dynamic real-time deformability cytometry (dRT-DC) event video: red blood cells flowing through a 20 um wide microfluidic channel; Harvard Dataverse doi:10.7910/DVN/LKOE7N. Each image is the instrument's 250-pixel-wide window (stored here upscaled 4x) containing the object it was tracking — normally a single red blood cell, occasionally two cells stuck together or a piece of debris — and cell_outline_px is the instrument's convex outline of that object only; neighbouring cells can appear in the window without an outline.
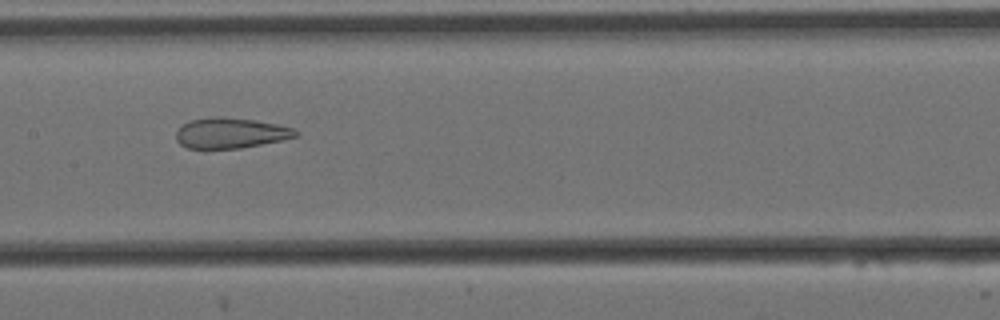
{"species": "Egyptian fruit bat (a non-hibernating species)", "species_latin": "Rousettus aegyptiacus", "temperature_condition": "cold", "stored_images_in_passage": 6, "camera_frame_rate_fps": 3000, "um_per_image_px": 0.085, "animal": {"sex": "female"}, "frame": {"image": 1, "passage_image": 4, "time_ms": 1.0, "image_size_px": [1000, 320], "cell_outline_px": [[300, 136], [240, 148], [188, 148], [180, 144], [176, 140], [176, 132], [184, 124], [192, 120], [212, 116], [220, 116], [256, 120], [276, 124], [292, 128], [300, 132]], "centroid_in_image_um": [19.62, 11.3], "position_along_channel_um": 187.8, "area_um2": 21.1}}
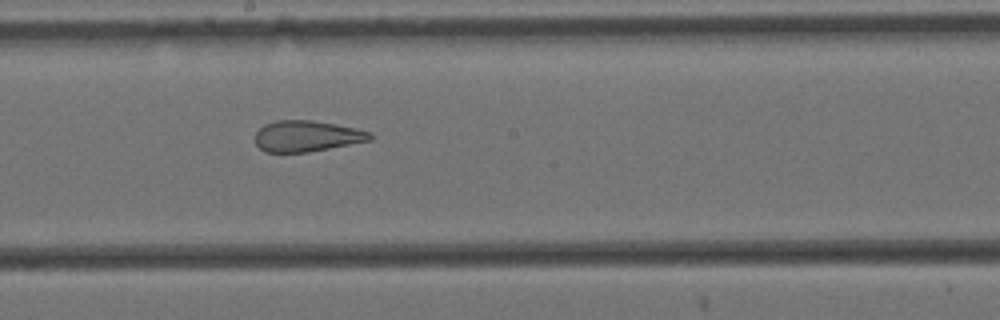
{"frame": {"image": 2, "passage_image": 5, "time_ms": 1.333, "image_size_px": [1000, 320], "cell_outline_px": [[372, 140], [308, 152], [264, 152], [256, 144], [256, 132], [264, 124], [276, 120], [312, 120], [336, 124], [356, 128], [372, 132]], "centroid_in_image_um": [26.09, 11.56], "position_along_channel_um": 222.1, "area_um2": 20.81}}